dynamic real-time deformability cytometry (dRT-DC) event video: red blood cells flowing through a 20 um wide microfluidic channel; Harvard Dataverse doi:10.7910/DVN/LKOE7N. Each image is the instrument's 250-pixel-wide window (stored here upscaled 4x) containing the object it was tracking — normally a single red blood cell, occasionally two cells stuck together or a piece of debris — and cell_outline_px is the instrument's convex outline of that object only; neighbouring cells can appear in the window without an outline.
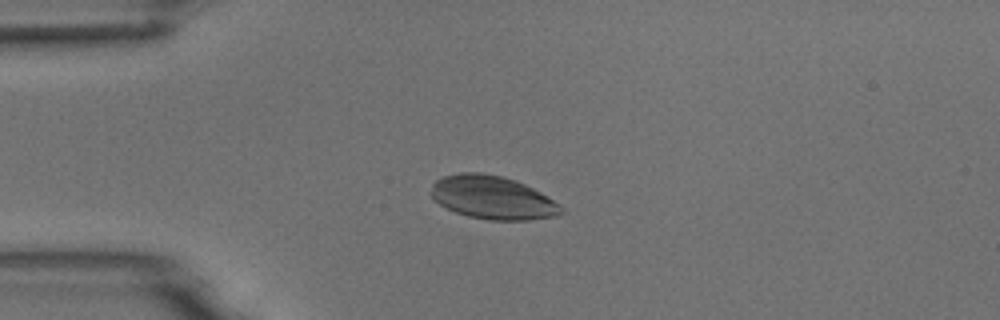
{"species": "common noctule bat (a hibernating species)", "species_latin": "Nyctalus noctula", "temperature_condition": "room temperature", "stored_images_in_passage": 8, "camera_frame_rate_fps": 3000, "um_per_image_px": 0.085, "animal": {"sex": "male", "body_mass_g": 18.8}, "frame": {"image": 1, "passage_image": 4, "time_ms": 4.333, "image_size_px": [1000, 320], "cell_outline_px": [[564, 212], [556, 216], [528, 220], [488, 220], [468, 216], [456, 212], [440, 204], [432, 196], [432, 184], [436, 180], [444, 176], [460, 172], [480, 172], [504, 176], [516, 180], [548, 196], [560, 204], [564, 208]], "centroid_in_image_um": [41.91, 16.79], "position_along_channel_um": 43.1, "area_um2": 32.83}}